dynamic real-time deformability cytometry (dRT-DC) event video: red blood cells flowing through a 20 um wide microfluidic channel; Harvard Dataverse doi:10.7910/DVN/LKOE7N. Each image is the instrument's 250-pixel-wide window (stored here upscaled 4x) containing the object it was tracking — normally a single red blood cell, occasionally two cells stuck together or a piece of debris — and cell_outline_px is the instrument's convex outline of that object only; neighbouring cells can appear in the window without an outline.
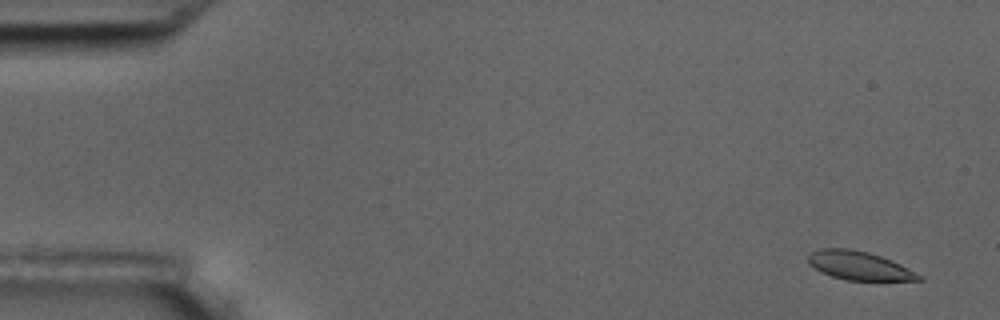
{"species": "common noctule bat (a hibernating species)", "species_latin": "Nyctalus noctula", "temperature_condition": "room temperature", "stored_images_in_passage": 5, "camera_frame_rate_fps": 3000, "um_per_image_px": 0.085, "animal": {"sex": "male", "body_mass_g": 17.5, "forearm_length_mm": 52.3}, "frame": {"image": 1, "passage_image": 1, "time_ms": 0.0, "image_size_px": [1000, 320], "cell_outline_px": [[924, 280], [848, 280], [832, 276], [820, 272], [808, 264], [808, 256], [812, 252], [820, 248], [848, 248], [868, 252], [892, 260], [924, 276]], "centroid_in_image_um": [73.03, 22.58], "position_along_channel_um": 12.0, "area_um2": 18.44}}
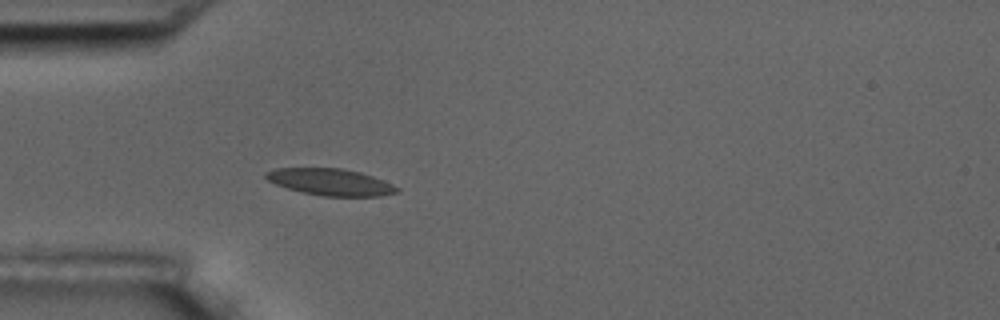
{"frame": {"image": 2, "passage_image": 5, "time_ms": 4.667, "image_size_px": [1000, 320], "cell_outline_px": [[400, 188], [396, 192], [380, 196], [324, 196], [304, 192], [288, 188], [276, 184], [268, 180], [264, 176], [264, 172], [276, 168], [340, 168], [360, 172], [372, 176], [392, 184]], "centroid_in_image_um": [28.07, 15.46], "position_along_channel_um": 56.9, "area_um2": 20.17}}